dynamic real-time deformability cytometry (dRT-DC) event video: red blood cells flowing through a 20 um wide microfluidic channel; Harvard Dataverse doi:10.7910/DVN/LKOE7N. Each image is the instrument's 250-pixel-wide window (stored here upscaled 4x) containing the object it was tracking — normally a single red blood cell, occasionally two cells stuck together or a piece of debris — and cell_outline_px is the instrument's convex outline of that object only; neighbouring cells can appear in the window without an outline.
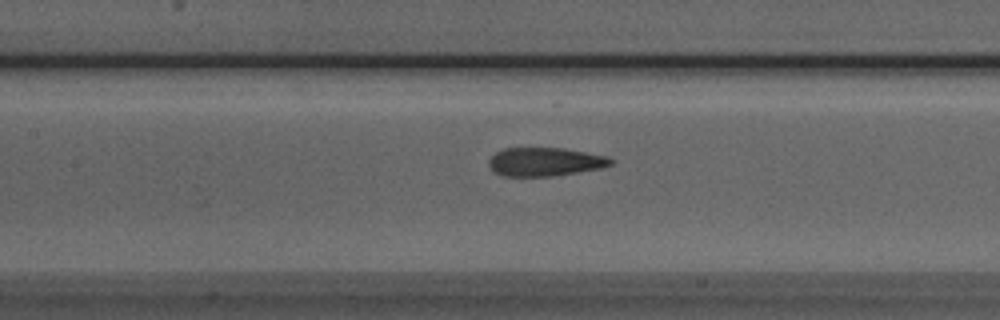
{"species": "Egyptian fruit bat (a non-hibernating species)", "species_latin": "Rousettus aegyptiacus", "temperature_condition": "room temperature", "stored_images_in_passage": 38, "camera_frame_rate_fps": 3000, "um_per_image_px": 0.085, "animal": {"sex": "male"}, "frame": {"image": 1, "passage_image": 13, "time_ms": 4.0, "image_size_px": [1000, 320], "cell_outline_px": [[616, 160], [612, 164], [600, 168], [552, 176], [504, 176], [496, 172], [488, 164], [488, 160], [496, 152], [504, 148], [564, 148], [608, 156]], "centroid_in_image_um": [46.35, 13.74], "position_along_channel_um": 161.0, "area_um2": 20.23}}
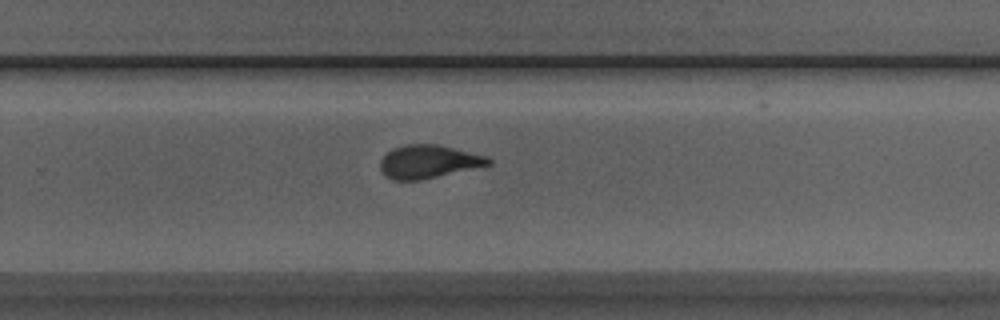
{"frame": {"image": 2, "passage_image": 23, "time_ms": 7.333, "image_size_px": [1000, 320], "cell_outline_px": [[492, 164], [420, 180], [392, 180], [384, 176], [380, 168], [380, 160], [392, 148], [404, 144], [436, 144], [488, 156], [492, 160]], "centroid_in_image_um": [36.4, 13.74], "position_along_channel_um": 293.4, "area_um2": 20.92}}
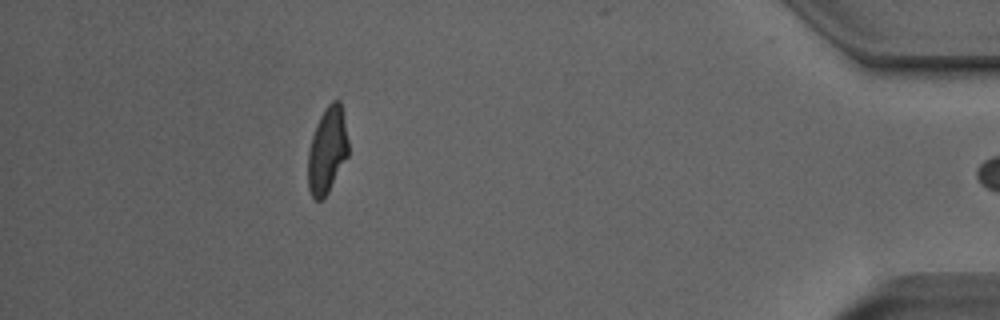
{"frame": {"image": 3, "passage_image": 36, "time_ms": 11.667, "image_size_px": [1000, 320], "cell_outline_px": [[348, 156], [328, 192], [320, 200], [316, 200], [312, 196], [308, 188], [308, 152], [312, 136], [316, 124], [320, 116], [328, 104], [332, 100], [340, 100], [348, 140]], "centroid_in_image_um": [27.81, 12.77], "position_along_channel_um": 407.4, "area_um2": 20.11}, "authors_computed_cell_mechanics": {"area_um2": 21.2126, "velocity_mm_per_s": 3.9839, "shape_relaxation_time_tau1_ms": 6.9066, "shape_relaxation_time_tau2_ms": 1.2909, "deformation_change_tau1": 0.2158, "deformation_change_tau2": 0.0907}}